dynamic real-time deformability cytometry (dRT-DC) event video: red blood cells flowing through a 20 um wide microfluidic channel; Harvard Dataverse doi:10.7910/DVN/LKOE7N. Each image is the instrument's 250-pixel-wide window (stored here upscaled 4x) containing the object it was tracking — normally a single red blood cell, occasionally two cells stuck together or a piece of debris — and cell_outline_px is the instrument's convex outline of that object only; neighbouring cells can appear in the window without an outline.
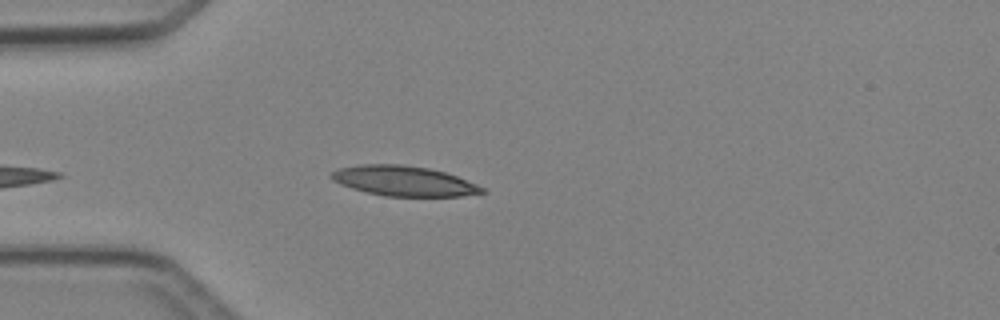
{"species": "Egyptian fruit bat (a non-hibernating species)", "species_latin": "Rousettus aegyptiacus", "temperature_condition": "cold", "stored_images_in_passage": 4, "camera_frame_rate_fps": 3000, "um_per_image_px": 0.085, "animal": {"sex": "female"}, "frame": {"image": 1, "passage_image": 4, "time_ms": 3.667, "image_size_px": [1000, 320], "cell_outline_px": [[484, 192], [460, 196], [384, 196], [352, 188], [340, 184], [332, 180], [328, 176], [332, 172], [340, 168], [360, 164], [400, 164], [428, 168], [444, 172], [456, 176], [476, 184], [484, 188]], "centroid_in_image_um": [34.28, 15.37], "position_along_channel_um": 50.7, "area_um2": 26.13}}